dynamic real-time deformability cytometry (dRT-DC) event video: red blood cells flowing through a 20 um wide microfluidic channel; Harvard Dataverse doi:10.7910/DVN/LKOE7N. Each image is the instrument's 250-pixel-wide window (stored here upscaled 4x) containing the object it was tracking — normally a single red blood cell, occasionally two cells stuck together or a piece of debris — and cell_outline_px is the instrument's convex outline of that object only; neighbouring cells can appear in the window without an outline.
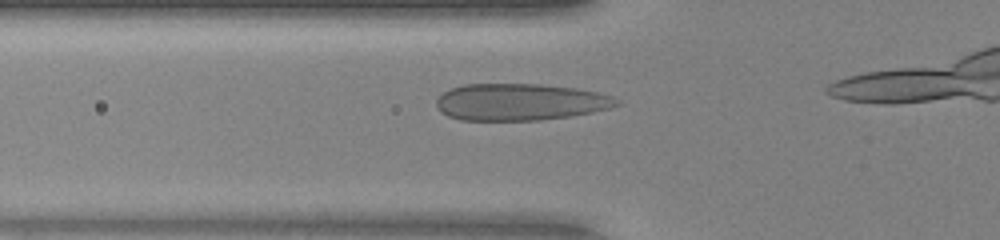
{"species": "human", "species_latin": "Homo sapiens", "temperature_condition": "warm", "stored_images_in_passage": 21, "camera_frame_rate_fps": 3000, "um_per_image_px": 0.085, "donor": {"sex": "female"}, "frame": {"image": 1, "passage_image": 4, "time_ms": 1.0, "image_size_px": [1000, 240], "cell_outline_px": [[620, 104], [608, 108], [592, 112], [572, 116], [540, 120], [460, 120], [448, 116], [440, 112], [436, 108], [436, 100], [444, 92], [452, 88], [464, 84], [540, 84], [576, 88], [596, 92], [612, 96], [620, 100]], "centroid_in_image_um": [44.2, 8.67], "position_along_channel_um": 81.6, "area_um2": 38.78}}